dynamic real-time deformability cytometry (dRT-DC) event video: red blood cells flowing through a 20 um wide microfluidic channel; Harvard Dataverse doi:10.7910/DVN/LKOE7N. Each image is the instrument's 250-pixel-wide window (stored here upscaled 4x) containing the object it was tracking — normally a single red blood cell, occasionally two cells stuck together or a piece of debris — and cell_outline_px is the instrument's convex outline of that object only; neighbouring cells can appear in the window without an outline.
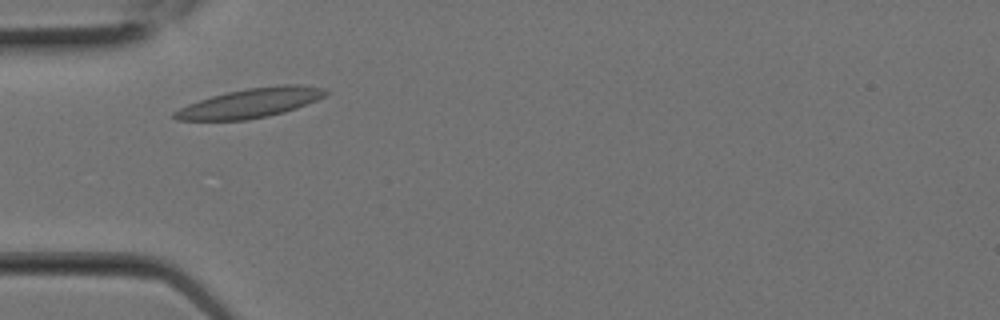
{"species": "Egyptian fruit bat (a non-hibernating species)", "species_latin": "Rousettus aegyptiacus", "temperature_condition": "room temperature", "stored_images_in_passage": 1, "camera_frame_rate_fps": 3000, "um_per_image_px": 0.085, "animal": {"sex": "female"}, "frame": {"image": 1, "passage_image": 1, "time_ms": 0.0, "image_size_px": [1000, 320], "cell_outline_px": [[328, 92], [324, 96], [316, 100], [296, 108], [284, 112], [268, 116], [244, 120], [176, 120], [172, 116], [172, 112], [188, 104], [212, 96], [228, 92], [248, 88], [280, 84], [300, 84], [328, 88]], "centroid_in_image_um": [21.32, 8.74], "position_along_channel_um": 63.7, "area_um2": 25.84}}